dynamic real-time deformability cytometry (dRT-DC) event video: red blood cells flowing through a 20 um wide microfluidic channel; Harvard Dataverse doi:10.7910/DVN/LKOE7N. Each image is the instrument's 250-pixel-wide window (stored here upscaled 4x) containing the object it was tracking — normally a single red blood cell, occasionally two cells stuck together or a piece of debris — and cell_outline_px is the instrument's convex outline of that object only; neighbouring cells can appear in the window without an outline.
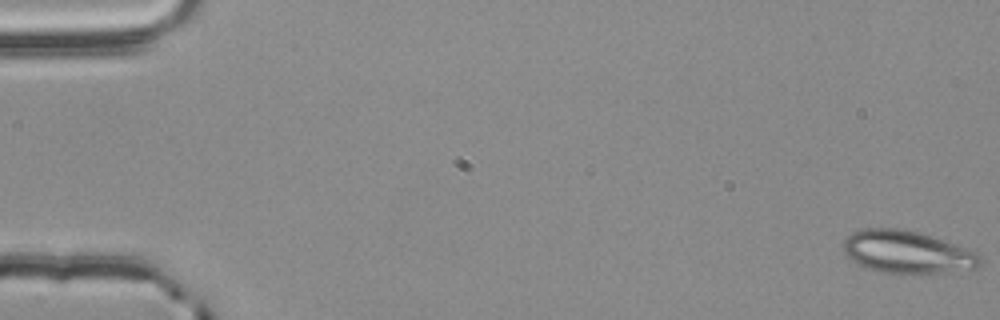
{"species": "common noctule bat (a hibernating species)", "species_latin": "Nyctalus noctula", "temperature_condition": "room temperature", "stored_images_in_passage": 56, "camera_frame_rate_fps": 3000, "um_per_image_px": 0.085, "animal": {"sex": "male", "body_mass_g": 20.4}, "frame": {"image": 1, "passage_image": 1, "time_ms": 0.0, "image_size_px": [1000, 320], "cell_outline_px": [[980, 264], [976, 268], [944, 272], [900, 276], [880, 272], [868, 268], [852, 260], [844, 252], [844, 240], [852, 232], [864, 228], [896, 228], [916, 232], [980, 252]], "centroid_in_image_um": [77.11, 21.46], "position_along_channel_um": 7.9, "area_um2": 34.1}}
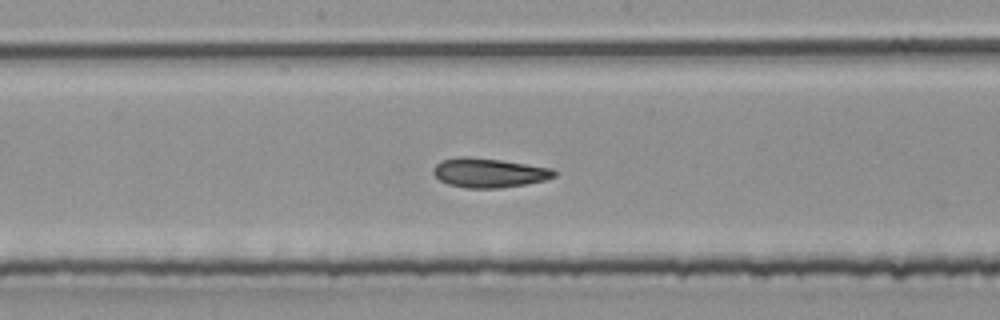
{"frame": {"image": 2, "passage_image": 30, "time_ms": 9.667, "image_size_px": [1000, 320], "cell_outline_px": [[556, 176], [544, 180], [524, 184], [500, 188], [468, 188], [448, 184], [440, 180], [432, 172], [432, 168], [440, 160], [456, 156], [468, 156], [500, 160], [552, 168], [556, 172]], "centroid_in_image_um": [41.51, 14.67], "position_along_channel_um": 206.7, "area_um2": 20.69}}
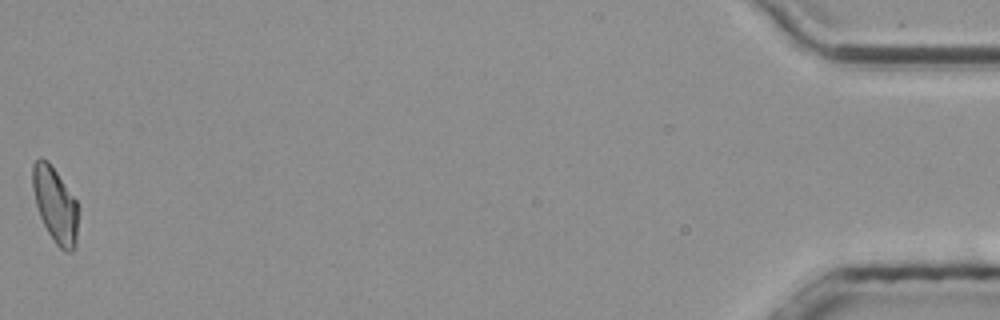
{"frame": {"image": 3, "passage_image": 56, "time_ms": 18.333, "image_size_px": [1000, 320], "cell_outline_px": [[80, 208], [76, 244], [72, 252], [64, 252], [56, 244], [48, 232], [40, 216], [36, 204], [32, 188], [32, 164], [40, 156], [48, 160], [76, 200]], "centroid_in_image_um": [4.72, 17.42], "position_along_channel_um": 430.5, "area_um2": 20.35}, "authors_computed_cell_mechanics": {"area_um2": 20.808, "velocity_mm_per_s": 3.7801, "shape_relaxation_time_tau1_ms": null, "shape_relaxation_time_tau2_ms": 2.5609, "deformation_change_tau1": null, "deformation_change_tau2": 0.0788}}